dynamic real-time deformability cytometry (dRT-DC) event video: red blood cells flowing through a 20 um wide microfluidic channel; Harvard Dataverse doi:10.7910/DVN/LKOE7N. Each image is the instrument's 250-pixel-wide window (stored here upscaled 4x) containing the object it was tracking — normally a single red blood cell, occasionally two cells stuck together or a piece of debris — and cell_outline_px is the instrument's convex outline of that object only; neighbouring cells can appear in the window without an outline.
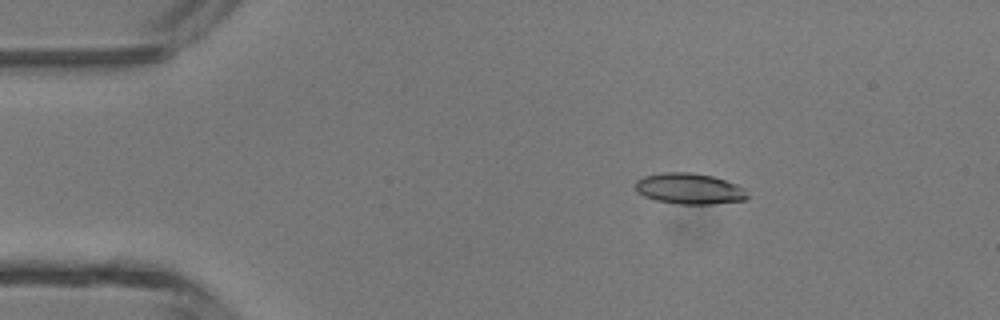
{"species": "common noctule bat (a hibernating species)", "species_latin": "Nyctalus noctula", "temperature_condition": "room temperature", "stored_images_in_passage": 4, "camera_frame_rate_fps": 3000, "um_per_image_px": 0.085, "animal": {"sex": "male", "body_mass_g": 13.3}, "frame": {"image": 1, "passage_image": 2, "time_ms": 0.333, "image_size_px": [1000, 320], "cell_outline_px": [[748, 196], [744, 200], [712, 204], [680, 204], [656, 200], [644, 196], [636, 192], [636, 180], [644, 176], [664, 172], [692, 172], [712, 176], [736, 184], [744, 188]], "centroid_in_image_um": [58.58, 16.03], "position_along_channel_um": 26.4, "area_um2": 20.11}}
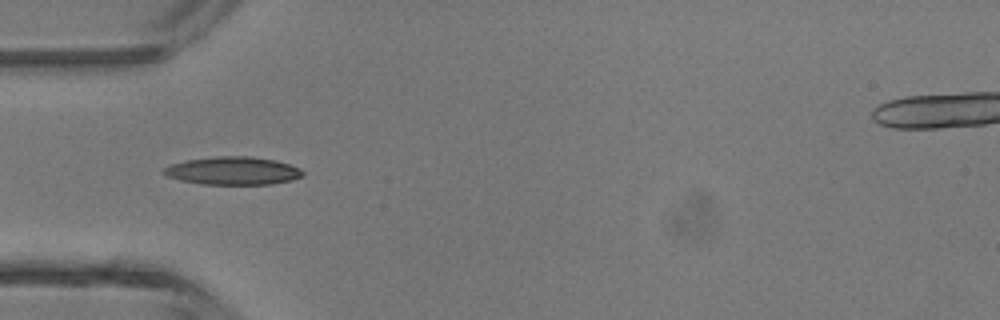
{"frame": {"image": 2, "passage_image": 4, "time_ms": 1.0, "image_size_px": [1000, 320], "cell_outline_px": [[304, 176], [292, 180], [272, 184], [200, 184], [180, 180], [168, 176], [160, 172], [164, 168], [172, 164], [184, 160], [216, 156], [248, 156], [272, 160], [288, 164], [300, 168], [304, 172]], "centroid_in_image_um": [19.78, 14.52], "position_along_channel_um": 65.2, "area_um2": 22.66}}